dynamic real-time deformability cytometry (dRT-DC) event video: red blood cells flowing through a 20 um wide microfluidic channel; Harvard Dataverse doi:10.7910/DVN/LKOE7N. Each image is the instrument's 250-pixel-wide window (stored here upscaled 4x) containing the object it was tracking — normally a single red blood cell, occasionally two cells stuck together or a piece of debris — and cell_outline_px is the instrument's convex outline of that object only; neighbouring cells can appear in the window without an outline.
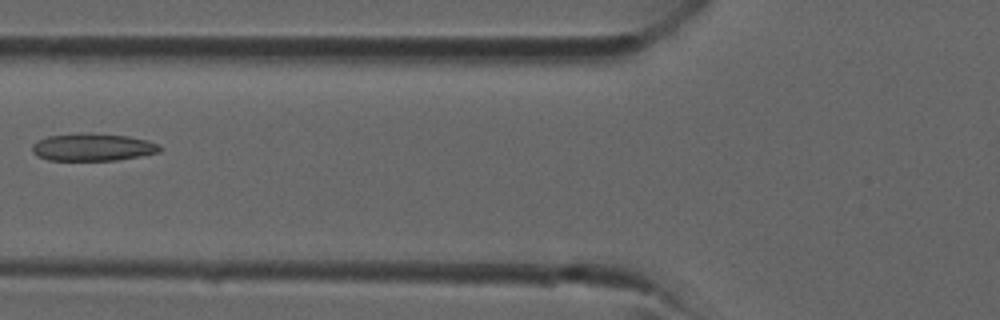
{"species": "common noctule bat (a hibernating species)", "species_latin": "Nyctalus noctula", "temperature_condition": "room temperature", "stored_images_in_passage": 15, "camera_frame_rate_fps": 3000, "um_per_image_px": 0.085, "animal": {"sex": "male", "forearm_length_mm": 52.5}, "frame": {"image": 1, "passage_image": 4, "time_ms": 1.0, "image_size_px": [1000, 320], "cell_outline_px": [[164, 148], [160, 152], [116, 160], [48, 160], [36, 156], [32, 152], [32, 144], [48, 136], [128, 136], [148, 140], [160, 144]], "centroid_in_image_um": [7.94, 12.57], "position_along_channel_um": 117.9, "area_um2": 19.42}}
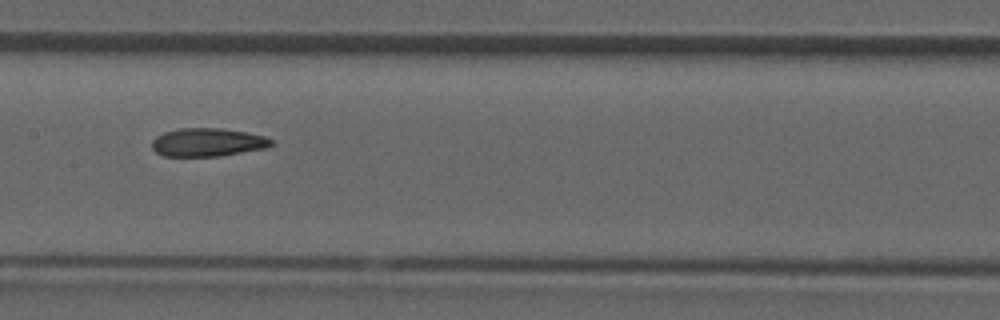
{"frame": {"image": 2, "passage_image": 8, "time_ms": 2.333, "image_size_px": [1000, 320], "cell_outline_px": [[272, 144], [268, 148], [220, 156], [164, 156], [156, 152], [152, 148], [152, 140], [156, 136], [164, 132], [180, 128], [220, 128], [244, 132], [264, 136], [272, 140]], "centroid_in_image_um": [17.63, 12.1], "position_along_channel_um": 189.8, "area_um2": 19.65}}
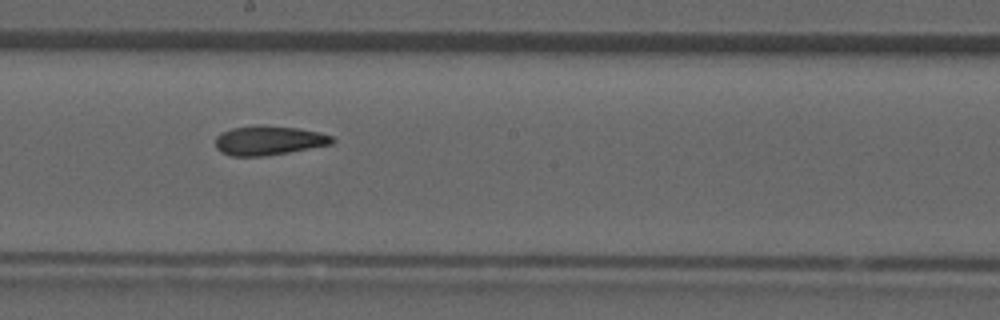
{"frame": {"image": 3, "passage_image": 10, "time_ms": 3.0, "image_size_px": [1000, 320], "cell_outline_px": [[336, 140], [332, 144], [288, 152], [264, 156], [232, 156], [220, 152], [216, 148], [216, 136], [232, 128], [256, 124], [260, 124], [300, 128], [320, 132], [332, 136]], "centroid_in_image_um": [22.85, 11.92], "position_along_channel_um": 225.3, "area_um2": 20.11}}